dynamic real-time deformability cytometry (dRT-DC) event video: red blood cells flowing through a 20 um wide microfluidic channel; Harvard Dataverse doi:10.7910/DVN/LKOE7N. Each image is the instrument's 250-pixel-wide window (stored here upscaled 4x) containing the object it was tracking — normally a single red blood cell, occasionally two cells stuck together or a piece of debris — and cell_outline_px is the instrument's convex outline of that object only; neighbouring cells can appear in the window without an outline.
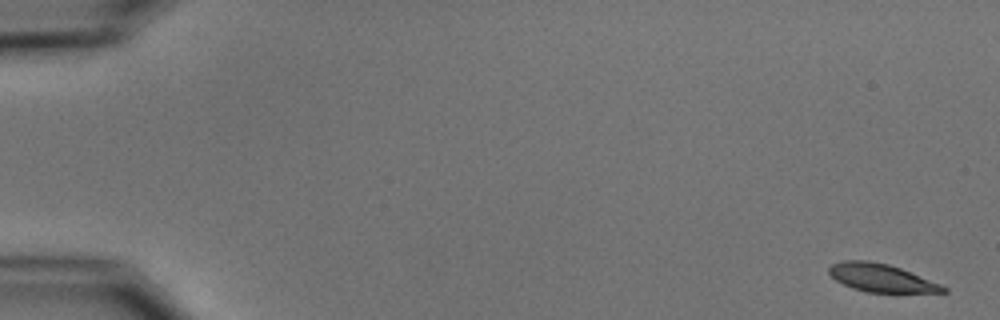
{"species": "common noctule bat (a hibernating species)", "species_latin": "Nyctalus noctula", "temperature_condition": "cold", "stored_images_in_passage": 8, "camera_frame_rate_fps": 3000, "um_per_image_px": 0.085, "animal": {"sex": "male", "body_mass_g": 15.6}, "frame": {"image": 1, "passage_image": 1, "time_ms": 0.0, "image_size_px": [1000, 320], "cell_outline_px": [[948, 292], [868, 292], [852, 288], [836, 280], [828, 272], [828, 268], [832, 264], [844, 260], [868, 260], [888, 264], [900, 268], [940, 284], [948, 288]], "centroid_in_image_um": [74.88, 23.61], "position_along_channel_um": 10.1, "area_um2": 18.38}}
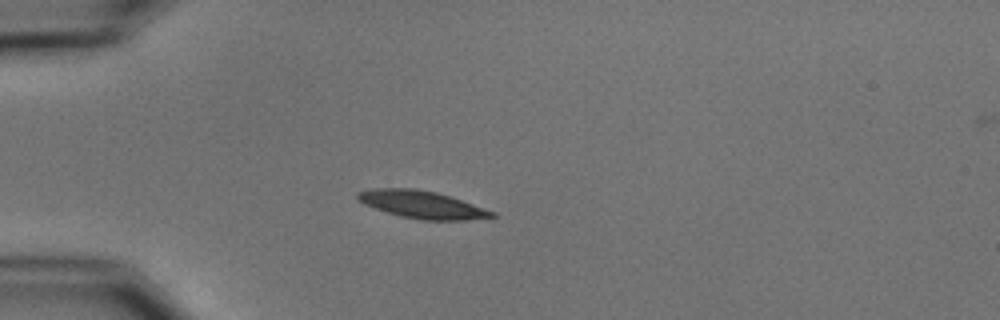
{"frame": {"image": 2, "passage_image": 5, "time_ms": 4.667, "image_size_px": [1000, 320], "cell_outline_px": [[496, 216], [468, 220], [424, 220], [400, 216], [364, 204], [356, 196], [356, 192], [376, 188], [416, 188], [436, 192], [496, 212]], "centroid_in_image_um": [35.86, 17.38], "position_along_channel_um": 49.1, "area_um2": 21.21}}